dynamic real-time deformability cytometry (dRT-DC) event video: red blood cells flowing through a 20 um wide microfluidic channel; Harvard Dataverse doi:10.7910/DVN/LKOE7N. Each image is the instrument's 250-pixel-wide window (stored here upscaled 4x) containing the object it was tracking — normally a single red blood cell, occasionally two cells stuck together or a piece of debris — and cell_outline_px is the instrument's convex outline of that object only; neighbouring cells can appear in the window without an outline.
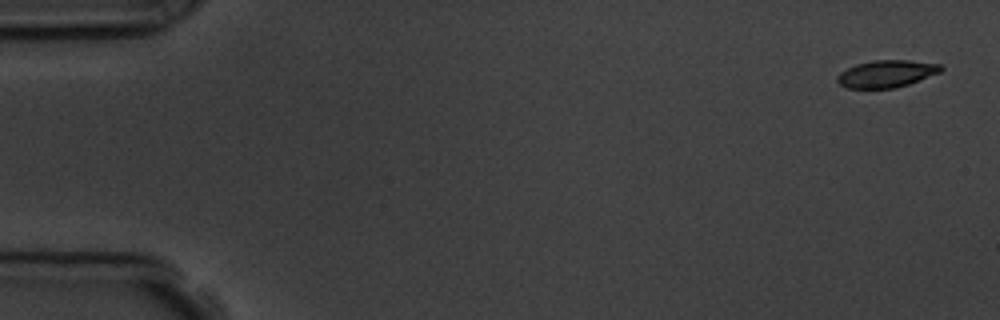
{"species": "common noctule bat (a hibernating species)", "species_latin": "Nyctalus noctula", "temperature_condition": "room temperature", "stored_images_in_passage": 6, "segment_of_instrument_passage": [1, 2], "camera_frame_rate_fps": 3000, "um_per_image_px": 0.085, "animal": {"sex": "male", "body_mass_g": 19.5, "forearm_length_mm": 54.6}, "frame": {"image": 1, "passage_image": 1, "time_ms": 0.0, "image_size_px": [1000, 320], "cell_outline_px": [[944, 68], [940, 72], [908, 84], [896, 88], [848, 88], [840, 84], [836, 80], [836, 76], [840, 72], [856, 64], [872, 60], [908, 60], [940, 64]], "centroid_in_image_um": [75.34, 6.26], "position_along_channel_um": 9.7, "area_um2": 16.36}}
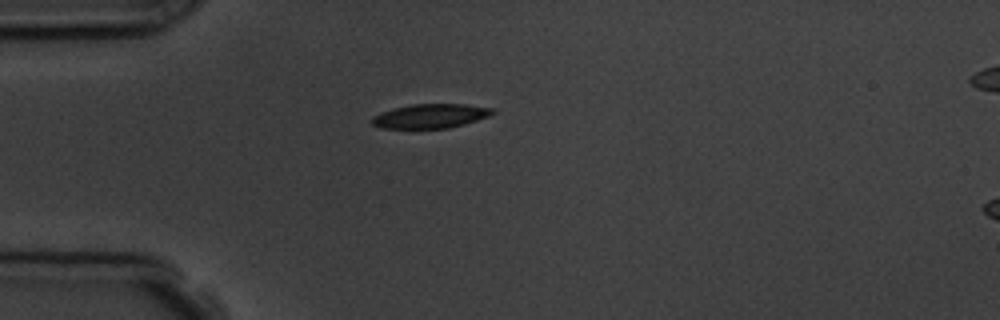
{"frame": {"image": 2, "passage_image": 5, "time_ms": 4.333, "image_size_px": [1000, 320], "cell_outline_px": [[496, 112], [488, 116], [464, 124], [448, 128], [380, 128], [372, 124], [372, 116], [380, 112], [392, 108], [412, 104], [464, 104], [496, 108]], "centroid_in_image_um": [36.58, 9.85], "position_along_channel_um": 48.4, "area_um2": 17.11}}